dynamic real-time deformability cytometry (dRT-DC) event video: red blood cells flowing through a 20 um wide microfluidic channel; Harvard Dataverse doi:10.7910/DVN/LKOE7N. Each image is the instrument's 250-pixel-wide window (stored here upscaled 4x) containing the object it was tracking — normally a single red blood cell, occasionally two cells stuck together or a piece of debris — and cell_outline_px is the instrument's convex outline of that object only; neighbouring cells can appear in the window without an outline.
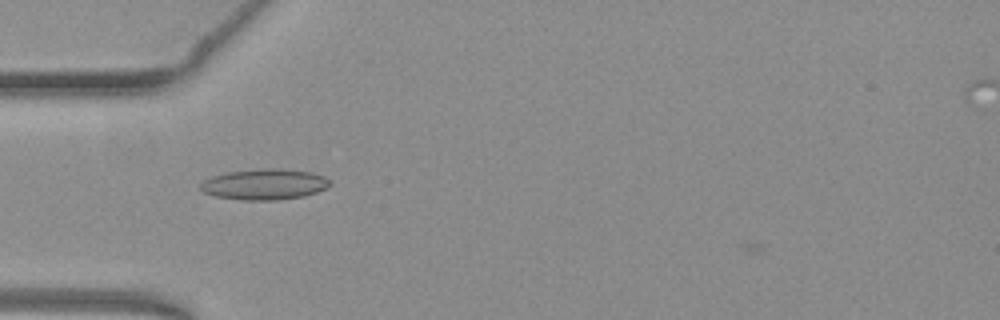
{"species": "common noctule bat (a hibernating species)", "species_latin": "Nyctalus noctula", "temperature_condition": "warm", "stored_images_in_passage": 44, "camera_frame_rate_fps": 3000, "um_per_image_px": 0.085, "animal": {"sex": "female", "body_mass_g": 19.3, "forearm_length_mm": 54.1}, "frame": {"image": 1, "passage_image": 7, "time_ms": 2.0, "image_size_px": [1000, 320], "cell_outline_px": [[332, 184], [316, 192], [300, 196], [276, 200], [240, 200], [216, 196], [204, 192], [200, 188], [200, 184], [204, 180], [212, 176], [228, 172], [264, 168], [276, 168], [312, 172], [324, 176]], "centroid_in_image_um": [22.46, 15.66], "position_along_channel_um": 62.5, "area_um2": 23.0}}
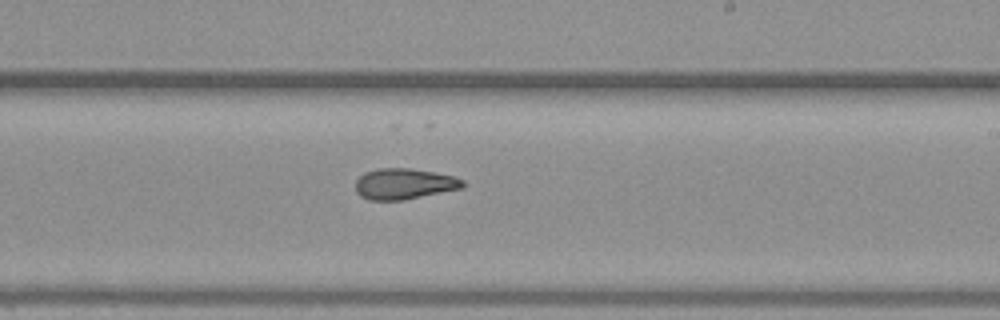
{"frame": {"image": 2, "passage_image": 22, "time_ms": 7.0, "image_size_px": [1000, 320], "cell_outline_px": [[464, 188], [404, 200], [368, 200], [360, 196], [356, 192], [356, 180], [364, 172], [376, 168], [408, 168], [436, 172], [452, 176], [464, 180]], "centroid_in_image_um": [34.34, 15.63], "position_along_channel_um": 254.7, "area_um2": 19.48}}
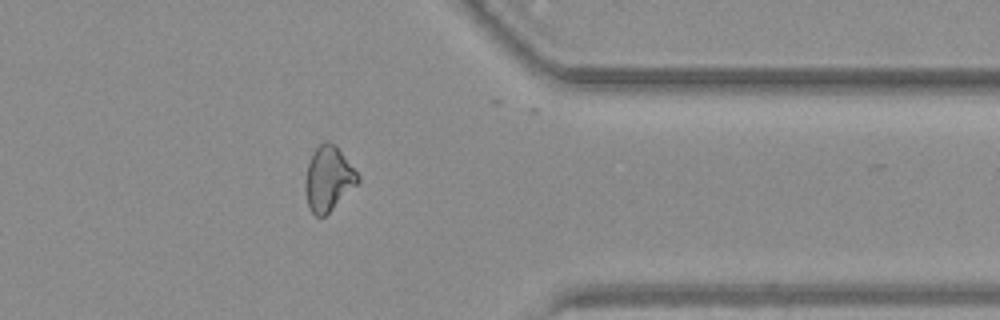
{"frame": {"image": 3, "passage_image": 33, "time_ms": 10.667, "image_size_px": [1000, 320], "cell_outline_px": [[360, 180], [324, 216], [316, 216], [308, 208], [304, 188], [304, 180], [308, 164], [312, 152], [324, 140], [328, 140], [340, 152], [360, 176]], "centroid_in_image_um": [27.86, 15.18], "position_along_channel_um": 383.5, "area_um2": 19.36}, "authors_computed_cell_mechanics": {"area_um2": 19.3919, "velocity_mm_per_s": 3.8644, "shape_relaxation_time_tau1_ms": null, "shape_relaxation_time_tau2_ms": 5.3444, "deformation_change_tau1": null, "deformation_change_tau2": 0.1467}}